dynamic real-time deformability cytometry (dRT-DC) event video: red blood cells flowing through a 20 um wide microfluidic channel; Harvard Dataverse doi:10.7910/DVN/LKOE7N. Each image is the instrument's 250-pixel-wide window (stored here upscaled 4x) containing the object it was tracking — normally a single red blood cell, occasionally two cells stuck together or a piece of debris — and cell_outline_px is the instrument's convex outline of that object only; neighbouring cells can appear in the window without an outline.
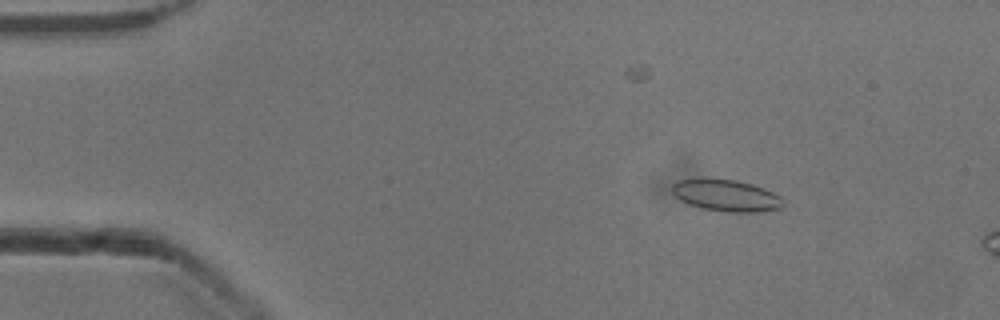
{"species": "common noctule bat (a hibernating species)", "species_latin": "Nyctalus noctula", "temperature_condition": "cold", "stored_images_in_passage": 53, "camera_frame_rate_fps": 3000, "um_per_image_px": 0.085, "animal": {"sex": "male", "body_mass_g": 13.3}, "frame": {"image": 1, "passage_image": 8, "time_ms": 2.333, "image_size_px": [1000, 320], "cell_outline_px": [[784, 208], [756, 212], [728, 212], [700, 208], [680, 200], [672, 192], [672, 184], [676, 180], [700, 176], [704, 176], [736, 180], [752, 184], [764, 188], [780, 196], [784, 204]], "centroid_in_image_um": [61.68, 16.58], "position_along_channel_um": 23.3, "area_um2": 21.15}}
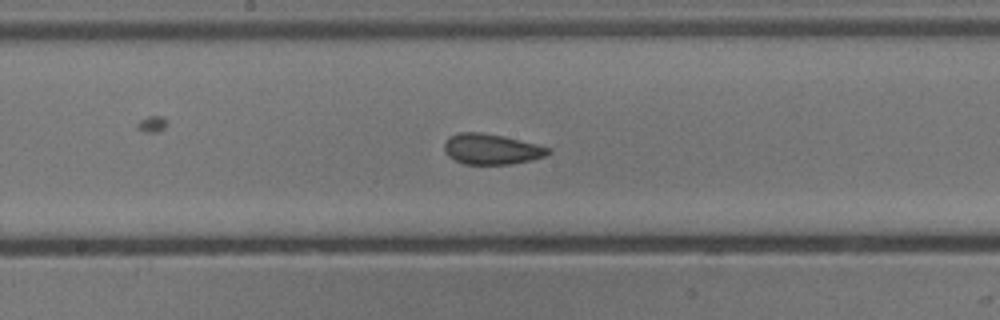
{"frame": {"image": 2, "passage_image": 28, "time_ms": 9.0, "image_size_px": [1000, 320], "cell_outline_px": [[552, 152], [548, 156], [532, 160], [512, 164], [464, 164], [448, 156], [444, 148], [444, 144], [452, 136], [460, 132], [480, 132], [504, 136], [552, 148]], "centroid_in_image_um": [41.85, 12.68], "position_along_channel_um": 206.4, "area_um2": 18.5}}
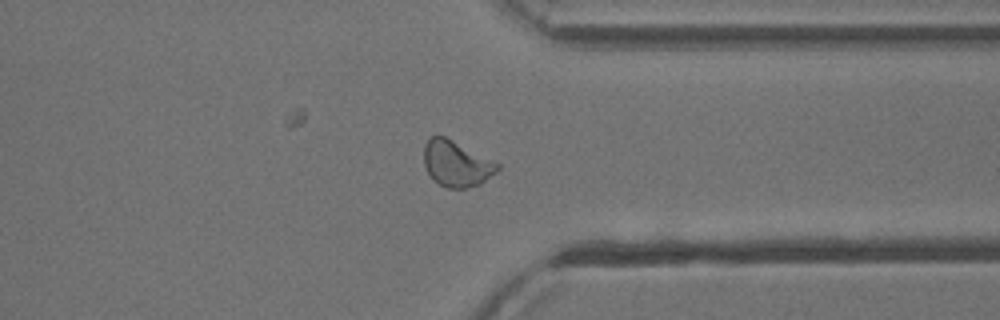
{"frame": {"image": 3, "passage_image": 41, "time_ms": 13.333, "image_size_px": [1000, 320], "cell_outline_px": [[500, 168], [496, 172], [480, 184], [464, 188], [448, 188], [432, 180], [424, 164], [424, 144], [432, 136], [444, 136], [500, 164]], "centroid_in_image_um": [38.78, 13.92], "position_along_channel_um": 372.6, "area_um2": 19.36}, "authors_computed_cell_mechanics": {"area_um2": 19.5364, "velocity_mm_per_s": 3.9096, "shape_relaxation_time_tau1_ms": 11.2509, "shape_relaxation_time_tau2_ms": 1.4586, "deformation_change_tau1": 0.1687, "deformation_change_tau2": 0.0647}}